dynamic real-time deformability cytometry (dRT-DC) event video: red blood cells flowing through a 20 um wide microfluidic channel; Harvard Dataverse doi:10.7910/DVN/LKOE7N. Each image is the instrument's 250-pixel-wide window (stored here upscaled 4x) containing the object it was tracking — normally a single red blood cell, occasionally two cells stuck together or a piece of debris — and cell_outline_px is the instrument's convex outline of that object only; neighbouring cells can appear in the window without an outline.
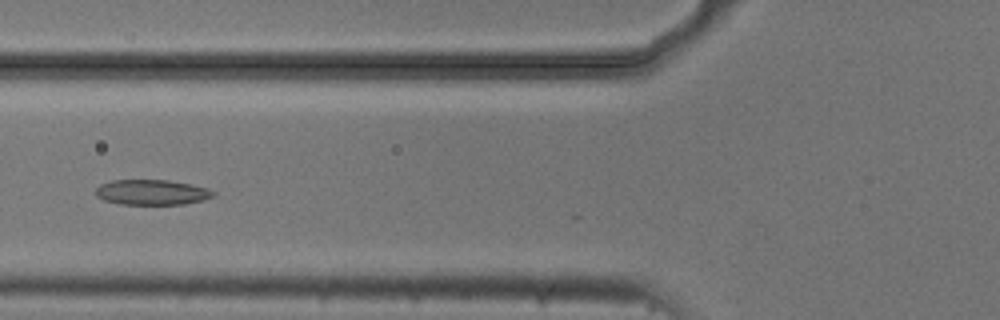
{"species": "common noctule bat (a hibernating species)", "species_latin": "Nyctalus noctula", "temperature_condition": "cold", "stored_images_in_passage": 6, "camera_frame_rate_fps": 3000, "um_per_image_px": 0.085, "animal": {"sex": "male", "body_mass_g": 20.5, "forearm_length_mm": 52.5}, "frame": {"image": 1, "passage_image": 6, "time_ms": 1.667, "image_size_px": [1000, 320], "cell_outline_px": [[216, 196], [184, 204], [120, 204], [104, 200], [96, 196], [96, 188], [100, 184], [112, 180], [168, 180], [192, 184], [208, 188], [216, 192]], "centroid_in_image_um": [12.92, 16.34], "position_along_channel_um": 112.9, "area_um2": 17.34}}